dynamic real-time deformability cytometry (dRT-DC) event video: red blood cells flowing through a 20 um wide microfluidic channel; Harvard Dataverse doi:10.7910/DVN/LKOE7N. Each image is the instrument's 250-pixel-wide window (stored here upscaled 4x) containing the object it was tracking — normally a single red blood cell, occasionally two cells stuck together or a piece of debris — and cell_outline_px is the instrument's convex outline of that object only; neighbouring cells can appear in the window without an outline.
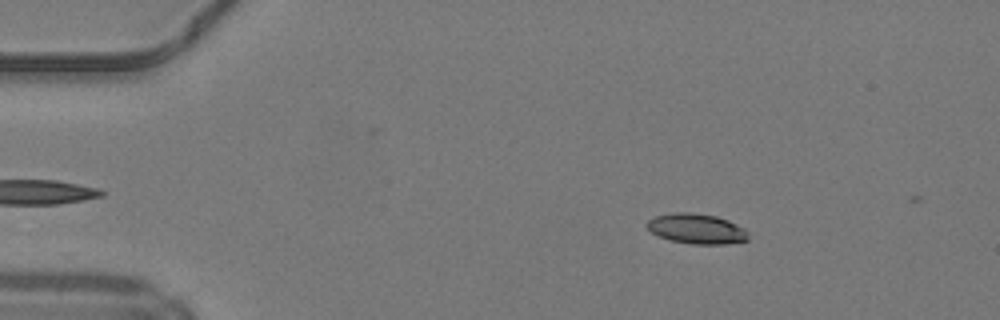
{"species": "common noctule bat (a hibernating species)", "species_latin": "Nyctalus noctula", "temperature_condition": "warm", "stored_images_in_passage": 13, "camera_frame_rate_fps": 3000, "um_per_image_px": 0.085, "animal": {"sex": "male", "body_mass_g": 19.2, "forearm_length_mm": 51.8}, "frame": {"image": 1, "passage_image": 6, "time_ms": 1.667, "image_size_px": [1000, 320], "cell_outline_px": [[748, 240], [724, 244], [692, 244], [672, 240], [660, 236], [652, 232], [644, 224], [648, 220], [656, 216], [672, 212], [692, 212], [716, 216], [728, 220], [744, 228], [748, 232]], "centroid_in_image_um": [59.21, 19.43], "position_along_channel_um": 25.8, "area_um2": 17.74}}